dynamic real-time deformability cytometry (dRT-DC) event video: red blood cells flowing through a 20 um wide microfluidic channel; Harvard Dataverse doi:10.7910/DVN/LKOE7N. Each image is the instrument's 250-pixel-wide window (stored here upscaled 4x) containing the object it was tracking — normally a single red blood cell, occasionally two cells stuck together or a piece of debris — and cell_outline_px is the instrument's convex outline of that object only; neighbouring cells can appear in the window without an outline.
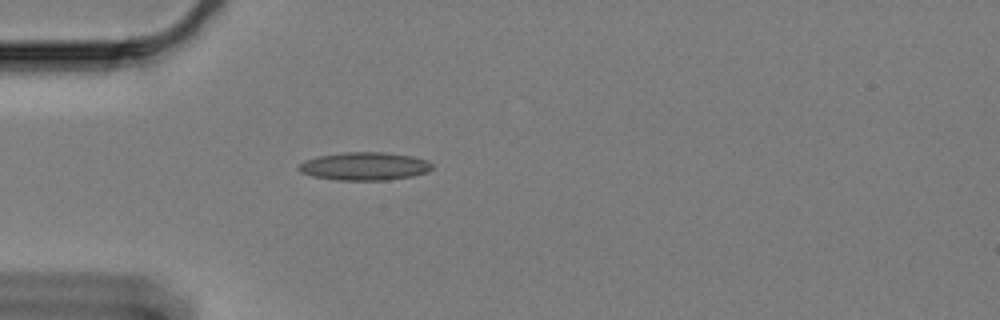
{"species": "Egyptian fruit bat (a non-hibernating species)", "species_latin": "Rousettus aegyptiacus", "temperature_condition": "cold", "stored_images_in_passage": 32, "camera_frame_rate_fps": 3000, "um_per_image_px": 0.085, "animal": {"sex": "female"}, "frame": {"image": 1, "passage_image": 1, "time_ms": 0.0, "image_size_px": [1000, 320], "cell_outline_px": [[432, 168], [428, 172], [412, 176], [388, 180], [336, 180], [312, 176], [300, 172], [296, 168], [304, 160], [320, 156], [344, 152], [384, 152], [412, 156], [428, 160], [432, 164]], "centroid_in_image_um": [30.99, 14.13], "position_along_channel_um": 54.0, "area_um2": 21.91}}
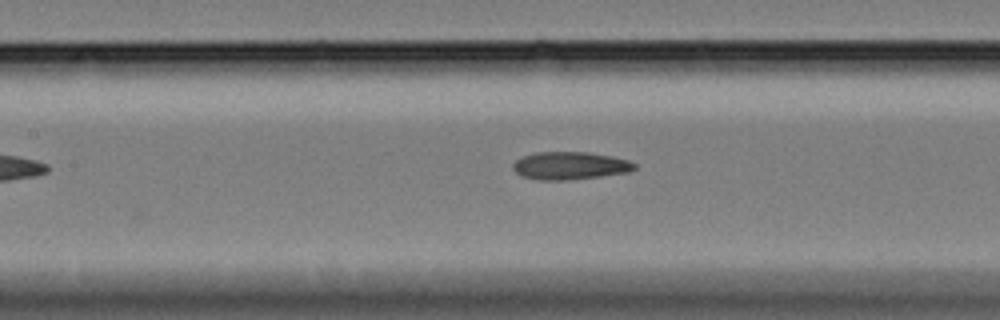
{"frame": {"image": 2, "passage_image": 11, "time_ms": 3.333, "image_size_px": [1000, 320], "cell_outline_px": [[636, 168], [628, 172], [600, 176], [568, 180], [540, 180], [520, 176], [512, 168], [512, 164], [516, 160], [524, 156], [536, 152], [588, 152], [612, 156], [628, 160], [636, 164]], "centroid_in_image_um": [48.43, 14.08], "position_along_channel_um": 159.0, "area_um2": 19.65}}
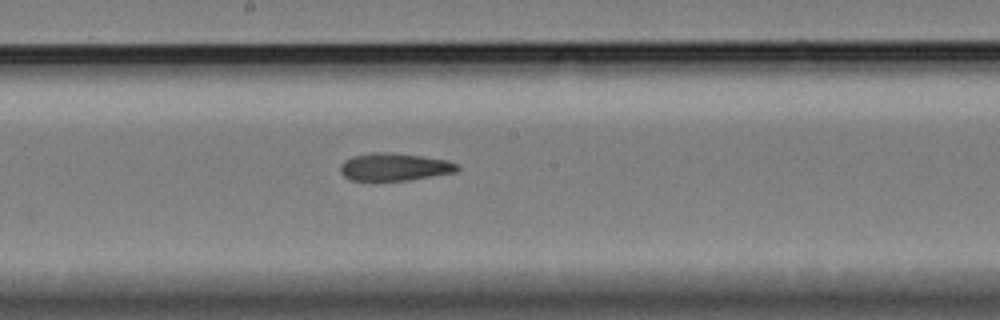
{"frame": {"image": 3, "passage_image": 16, "time_ms": 5.0, "image_size_px": [1000, 320], "cell_outline_px": [[460, 168], [456, 172], [408, 180], [372, 184], [352, 180], [344, 176], [340, 172], [340, 164], [344, 160], [352, 156], [376, 152], [388, 152], [424, 156], [448, 160], [460, 164]], "centroid_in_image_um": [33.49, 14.23], "position_along_channel_um": 214.7, "area_um2": 19.71}}